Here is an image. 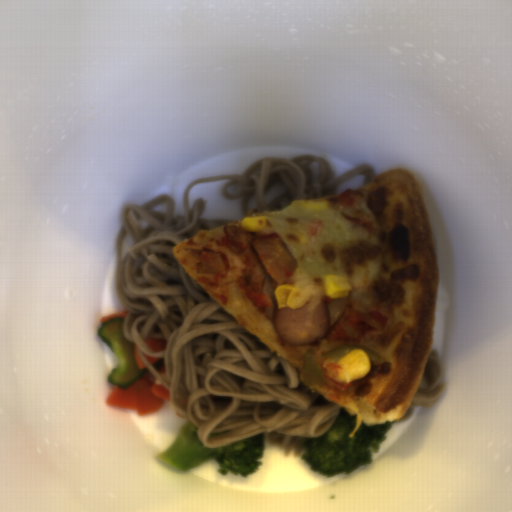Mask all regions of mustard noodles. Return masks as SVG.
I'll return each mask as SVG.
<instances>
[{
	"mask_svg": "<svg viewBox=\"0 0 512 512\" xmlns=\"http://www.w3.org/2000/svg\"><path fill=\"white\" fill-rule=\"evenodd\" d=\"M360 176L363 185L373 167L354 166L338 176L325 158L300 154L293 158L262 156L241 174L202 177L184 189V214H177L172 194L163 193L141 205L127 204L120 214L113 275L116 295L128 311L123 335L136 344L147 372L168 390L169 403L197 428L202 446L210 449L259 433L263 445L303 457V441L323 436L342 406L305 386L303 373L250 333L181 265L174 247L234 219H203L206 198L194 201L195 184L228 179L227 200L241 199L244 217L280 211L294 200L337 195L342 183ZM163 338L162 352L144 344ZM144 354L162 357L166 373L158 374Z\"/></svg>",
	"mask_w": 512,
	"mask_h": 512,
	"instance_id": "0af2e427",
	"label": "mustard noodles"
},
{
	"mask_svg": "<svg viewBox=\"0 0 512 512\" xmlns=\"http://www.w3.org/2000/svg\"><path fill=\"white\" fill-rule=\"evenodd\" d=\"M443 376V365L439 359V354L432 349L422 380L409 409L403 419L391 422V425L406 423L412 418L417 407L429 410L446 390V383H442Z\"/></svg>",
	"mask_w": 512,
	"mask_h": 512,
	"instance_id": "7f7daa86",
	"label": "mustard noodles"
}]
</instances>
